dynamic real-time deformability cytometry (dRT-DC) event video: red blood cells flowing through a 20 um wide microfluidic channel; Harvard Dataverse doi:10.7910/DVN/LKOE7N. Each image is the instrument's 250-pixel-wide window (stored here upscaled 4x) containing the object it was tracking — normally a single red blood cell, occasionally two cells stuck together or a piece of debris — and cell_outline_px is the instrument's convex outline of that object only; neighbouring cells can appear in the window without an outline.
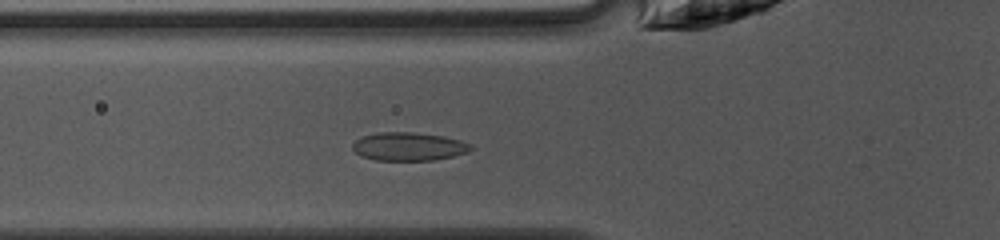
{"species": "common noctule bat (a hibernating species)", "species_latin": "Nyctalus noctula", "temperature_condition": "warm", "stored_images_in_passage": 29, "camera_frame_rate_fps": 3000, "um_per_image_px": 0.085, "animal": {"sex": "female", "body_mass_g": 10.0, "forearm_length_mm": 53.1}, "frame": {"image": 1, "passage_image": 4, "time_ms": 1.0, "image_size_px": [1000, 240], "cell_outline_px": [[472, 148], [468, 152], [452, 156], [432, 160], [376, 160], [360, 156], [352, 148], [352, 144], [360, 136], [380, 132], [412, 132], [444, 136], [460, 140], [472, 144]], "centroid_in_image_um": [34.72, 12.45], "position_along_channel_um": 91.1, "area_um2": 19.54}}
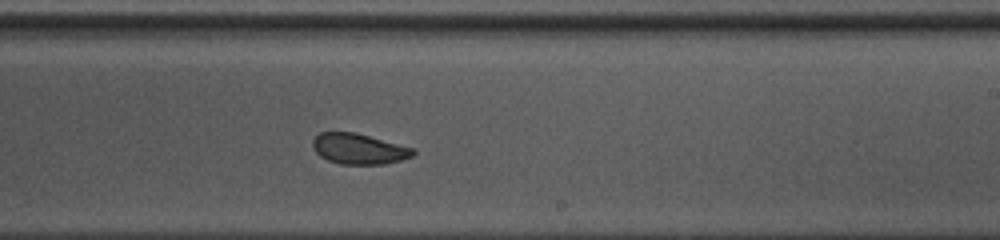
{"frame": {"image": 2, "passage_image": 16, "time_ms": 5.0, "image_size_px": [1000, 240], "cell_outline_px": [[416, 152], [412, 156], [400, 160], [384, 164], [340, 164], [328, 160], [320, 156], [312, 148], [312, 140], [320, 132], [356, 132], [412, 148]], "centroid_in_image_um": [30.46, 12.65], "position_along_channel_um": 258.5, "area_um2": 17.8}}
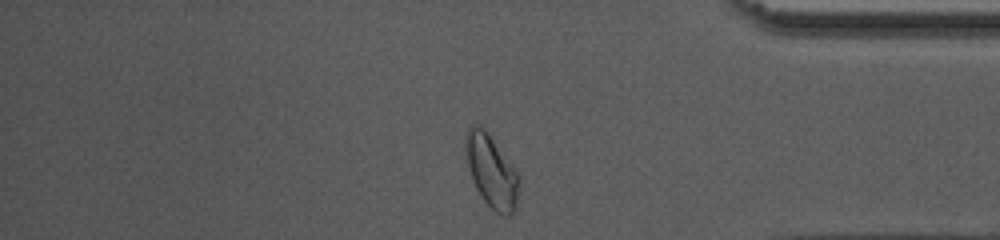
{"frame": {"image": 3, "passage_image": 27, "time_ms": 8.667, "image_size_px": [1000, 240], "cell_outline_px": [[520, 180], [516, 200], [512, 212], [508, 216], [496, 212], [484, 200], [476, 188], [472, 180], [468, 164], [464, 140], [464, 132], [468, 128], [476, 124], [484, 128], [488, 132], [520, 176]], "centroid_in_image_um": [41.75, 14.5], "position_along_channel_um": 393.4, "area_um2": 22.25}, "authors_computed_cell_mechanics": {"area_um2": 18.8428, "velocity_mm_per_s": 4.1657, "shape_relaxation_time_tau1_ms": 5.2558, "shape_relaxation_time_tau2_ms": 1.9158, "deformation_change_tau1": 0.1369, "deformation_change_tau2": 0.0459}}